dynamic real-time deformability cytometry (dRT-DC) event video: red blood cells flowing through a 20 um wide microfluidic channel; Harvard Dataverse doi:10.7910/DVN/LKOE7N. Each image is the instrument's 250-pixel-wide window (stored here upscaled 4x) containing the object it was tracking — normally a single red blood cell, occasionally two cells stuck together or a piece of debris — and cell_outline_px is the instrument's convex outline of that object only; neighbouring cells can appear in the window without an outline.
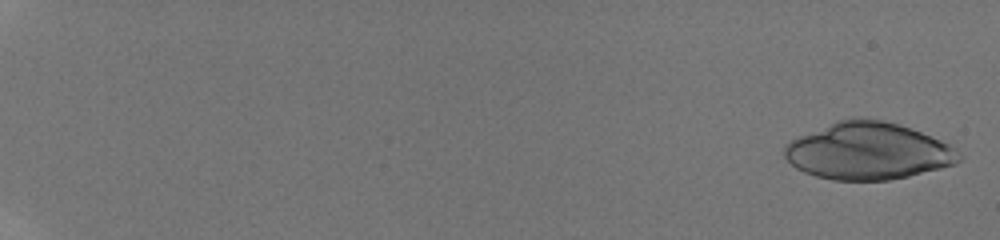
{"species": "human", "species_latin": "Homo sapiens", "temperature_condition": "room temperature", "stored_images_in_passage": 47, "camera_frame_rate_fps": 3000, "um_per_image_px": 0.085, "donor": {"sex": "male"}, "frame": {"image": 1, "passage_image": 3, "time_ms": 0.333, "image_size_px": [1000, 240], "cell_outline_px": [[964, 160], [956, 164], [908, 176], [888, 180], [832, 180], [816, 176], [804, 172], [796, 168], [784, 156], [784, 144], [796, 136], [836, 120], [852, 116], [884, 120], [900, 124], [940, 140], [956, 148], [964, 156]], "centroid_in_image_um": [73.77, 12.82], "position_along_channel_um": 11.2, "area_um2": 58.67}}
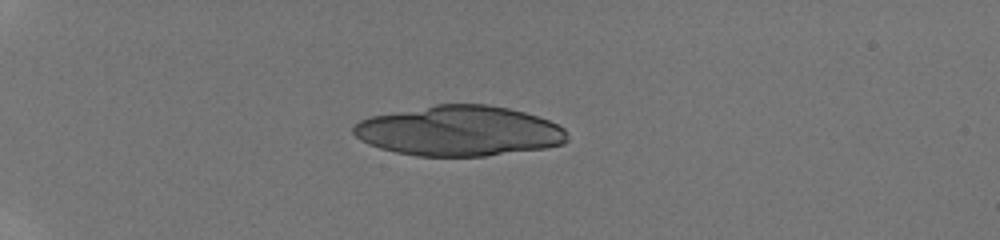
{"frame": {"image": 2, "passage_image": 30, "time_ms": 5.333, "image_size_px": [1000, 240], "cell_outline_px": [[568, 140], [564, 144], [544, 148], [484, 156], [416, 156], [396, 152], [380, 148], [368, 144], [360, 140], [352, 132], [352, 128], [360, 120], [372, 116], [436, 104], [488, 104], [508, 108], [524, 112], [548, 120], [564, 128], [568, 132]], "centroid_in_image_um": [39.04, 11.13], "position_along_channel_um": 46.0, "area_um2": 62.48}}